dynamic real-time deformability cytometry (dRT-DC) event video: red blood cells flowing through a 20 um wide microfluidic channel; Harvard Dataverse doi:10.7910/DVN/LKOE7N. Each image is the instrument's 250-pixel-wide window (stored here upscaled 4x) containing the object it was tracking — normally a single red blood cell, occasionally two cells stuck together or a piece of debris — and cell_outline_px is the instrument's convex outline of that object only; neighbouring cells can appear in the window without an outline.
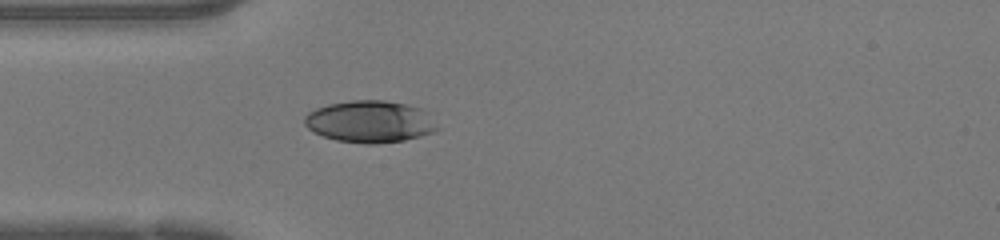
{"species": "human", "species_latin": "Homo sapiens", "temperature_condition": "warm", "stored_images_in_passage": 35, "camera_frame_rate_fps": 3000, "um_per_image_px": 0.085, "donor": {"sex": "female"}, "frame": {"image": 1, "passage_image": 1, "time_ms": 0.0, "image_size_px": [1000, 240], "cell_outline_px": [[440, 128], [432, 132], [420, 136], [404, 140], [376, 144], [364, 144], [336, 140], [312, 132], [304, 124], [304, 116], [308, 112], [316, 108], [328, 104], [352, 100], [384, 100], [404, 104], [420, 108]], "centroid_in_image_um": [31.39, 10.34], "position_along_channel_um": 53.6, "area_um2": 32.31}}
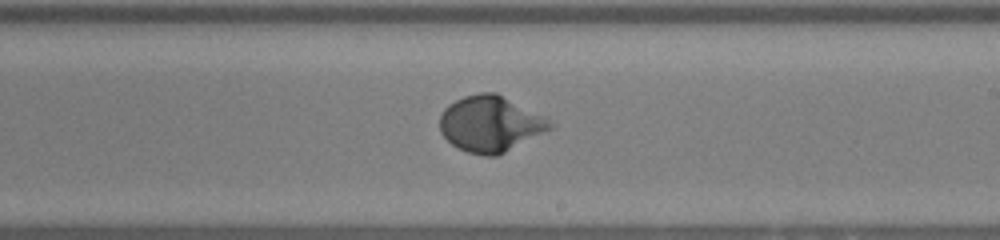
{"frame": {"image": 2, "passage_image": 15, "time_ms": 4.667, "image_size_px": [1000, 240], "cell_outline_px": [[556, 124], [552, 128], [496, 156], [484, 156], [468, 152], [452, 144], [440, 132], [440, 116], [444, 108], [448, 104], [464, 96], [480, 92], [496, 92], [544, 116]], "centroid_in_image_um": [41.67, 10.51], "position_along_channel_um": 247.3, "area_um2": 35.66}}
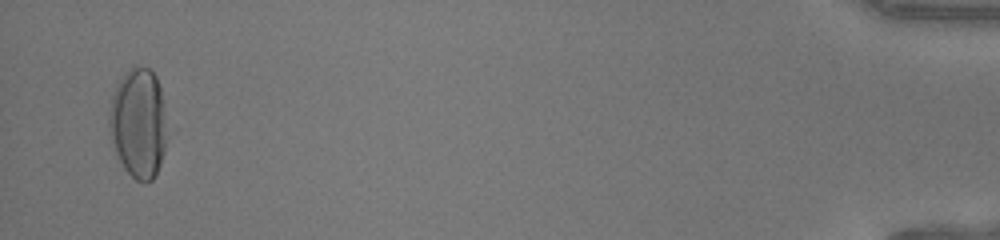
{"frame": {"image": 3, "passage_image": 34, "time_ms": 11.0, "image_size_px": [1000, 240], "cell_outline_px": [[164, 152], [160, 164], [152, 180], [136, 180], [124, 168], [116, 152], [112, 140], [108, 124], [108, 116], [112, 96], [116, 84], [124, 72], [136, 64], [148, 68], [156, 76], [160, 88], [164, 112]], "centroid_in_image_um": [11.73, 10.41], "position_along_channel_um": 423.5, "area_um2": 36.47}, "authors_computed_cell_mechanics": {"area_um2": 34.391, "velocity_mm_per_s": 4.2281, "shape_relaxation_time_tau1_ms": 3.0915, "shape_relaxation_time_tau2_ms": null, "deformation_change_tau1": 0.2053, "deformation_change_tau2": null}}